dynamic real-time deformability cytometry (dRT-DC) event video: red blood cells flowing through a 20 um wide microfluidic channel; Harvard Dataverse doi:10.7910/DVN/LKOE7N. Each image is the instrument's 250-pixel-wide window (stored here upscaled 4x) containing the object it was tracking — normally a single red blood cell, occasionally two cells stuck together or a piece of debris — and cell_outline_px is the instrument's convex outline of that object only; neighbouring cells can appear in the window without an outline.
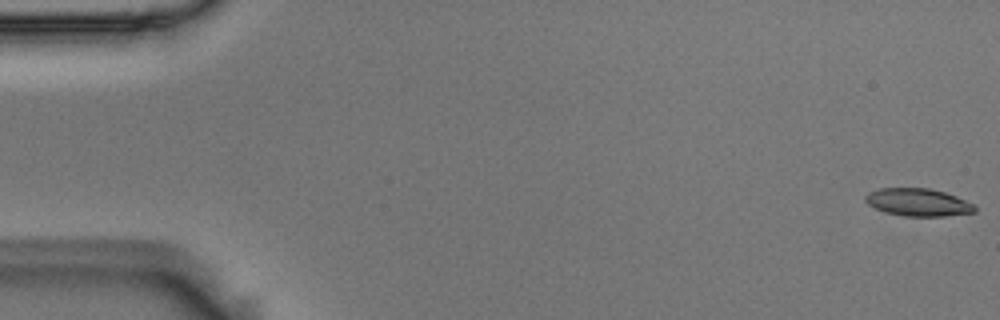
{"species": "Egyptian fruit bat (a non-hibernating species)", "species_latin": "Rousettus aegyptiacus", "temperature_condition": "room temperature", "stored_images_in_passage": 10, "camera_frame_rate_fps": 3000, "um_per_image_px": 0.085, "animal": {"sex": "male"}, "frame": {"image": 1, "passage_image": 1, "time_ms": 0.0, "image_size_px": [1000, 320], "cell_outline_px": [[976, 212], [944, 216], [904, 216], [884, 212], [868, 204], [864, 200], [864, 196], [868, 192], [876, 188], [928, 188], [944, 192], [956, 196], [972, 204], [976, 208]], "centroid_in_image_um": [77.99, 17.19], "position_along_channel_um": 7.0, "area_um2": 17.63}}